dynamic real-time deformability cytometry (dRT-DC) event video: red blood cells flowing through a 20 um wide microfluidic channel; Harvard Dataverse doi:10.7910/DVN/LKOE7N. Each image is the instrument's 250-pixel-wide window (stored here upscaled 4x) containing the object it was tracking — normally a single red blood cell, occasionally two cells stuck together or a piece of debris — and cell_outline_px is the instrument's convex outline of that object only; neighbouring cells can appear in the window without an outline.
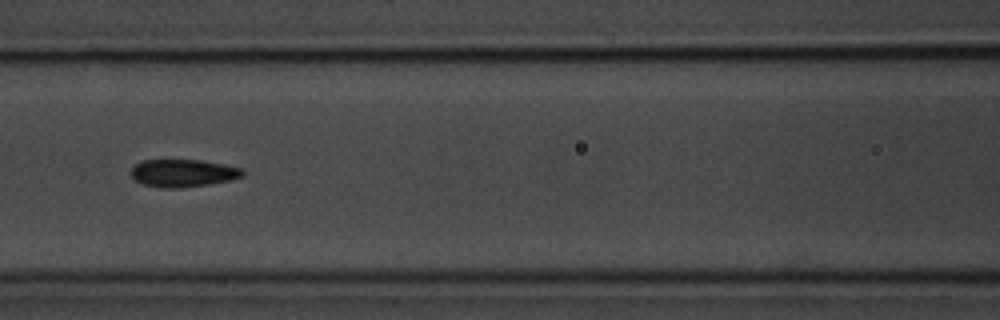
{"species": "common noctule bat (a hibernating species)", "species_latin": "Nyctalus noctula", "temperature_condition": "room temperature", "stored_images_in_passage": 5, "camera_frame_rate_fps": 3000, "um_per_image_px": 0.085, "animal": {"sex": "male", "body_mass_g": 20.1, "forearm_length_mm": 53.5}, "frame": {"image": 1, "passage_image": 4, "time_ms": 4.0, "image_size_px": [1000, 320], "cell_outline_px": [[244, 176], [232, 180], [208, 184], [180, 188], [160, 188], [144, 184], [136, 180], [132, 176], [132, 168], [140, 160], [200, 160], [224, 164], [244, 168]], "centroid_in_image_um": [15.61, 14.71], "position_along_channel_um": 151.0, "area_um2": 18.03}}
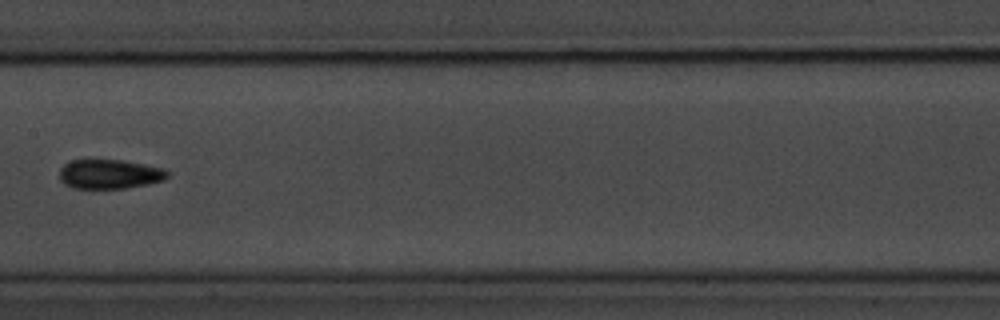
{"frame": {"image": 2, "passage_image": 5, "time_ms": 5.333, "image_size_px": [1000, 320], "cell_outline_px": [[168, 176], [164, 180], [148, 184], [124, 188], [72, 188], [64, 184], [60, 180], [60, 168], [64, 164], [72, 160], [124, 160], [164, 168], [168, 172]], "centroid_in_image_um": [9.31, 14.8], "position_along_channel_um": 198.1, "area_um2": 18.5}}